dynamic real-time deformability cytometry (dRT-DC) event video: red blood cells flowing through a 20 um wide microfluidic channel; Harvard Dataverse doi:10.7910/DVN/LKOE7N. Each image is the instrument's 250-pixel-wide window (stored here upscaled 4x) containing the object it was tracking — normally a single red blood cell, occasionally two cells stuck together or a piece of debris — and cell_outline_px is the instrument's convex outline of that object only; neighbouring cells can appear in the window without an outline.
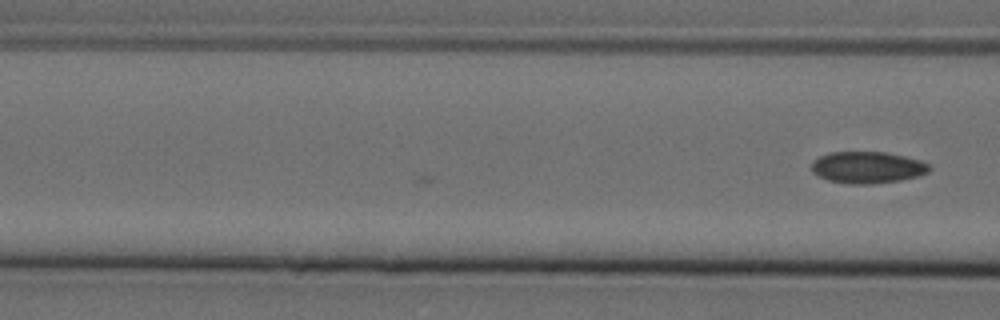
{"species": "Egyptian fruit bat (a non-hibernating species)", "species_latin": "Rousettus aegyptiacus", "temperature_condition": "cold", "stored_images_in_passage": 16, "camera_frame_rate_fps": 3000, "um_per_image_px": 0.085, "animal": {"sex": "female"}, "frame": {"image": 1, "passage_image": 16, "time_ms": 5.0, "image_size_px": [1000, 320], "cell_outline_px": [[932, 168], [928, 172], [916, 176], [900, 180], [872, 184], [848, 184], [828, 180], [812, 172], [812, 160], [828, 152], [884, 152], [904, 156], [920, 160], [928, 164]], "centroid_in_image_um": [73.71, 14.23], "position_along_channel_um": 92.9, "area_um2": 21.73}}